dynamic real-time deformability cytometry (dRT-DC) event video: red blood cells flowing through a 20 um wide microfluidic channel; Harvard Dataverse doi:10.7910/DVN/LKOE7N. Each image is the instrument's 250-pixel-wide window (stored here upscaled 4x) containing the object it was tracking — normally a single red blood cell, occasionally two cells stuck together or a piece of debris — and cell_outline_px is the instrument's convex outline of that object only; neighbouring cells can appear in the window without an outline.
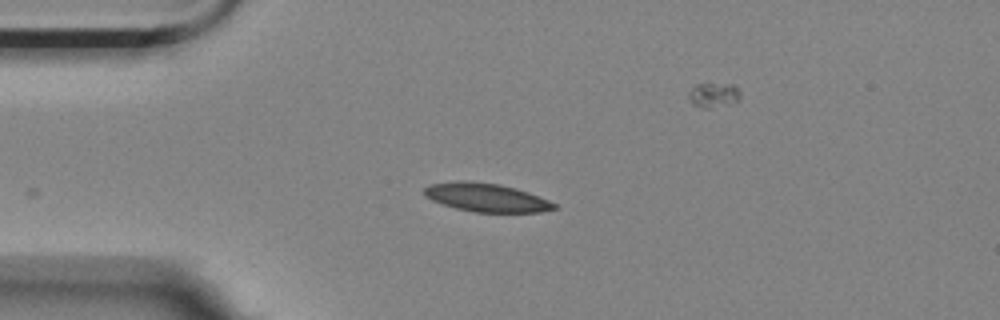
{"species": "Egyptian fruit bat (a non-hibernating species)", "species_latin": "Rousettus aegyptiacus", "temperature_condition": "room temperature", "stored_images_in_passage": 45, "camera_frame_rate_fps": 3000, "um_per_image_px": 0.085, "animal": {"sex": "female"}, "frame": {"image": 1, "passage_image": 1, "time_ms": 0.0, "image_size_px": [1000, 320], "cell_outline_px": [[556, 208], [532, 212], [480, 212], [460, 208], [436, 200], [428, 196], [424, 192], [424, 188], [436, 184], [492, 184], [512, 188], [536, 196], [556, 204]], "centroid_in_image_um": [41.44, 16.84], "position_along_channel_um": 43.6, "area_um2": 19.19}}
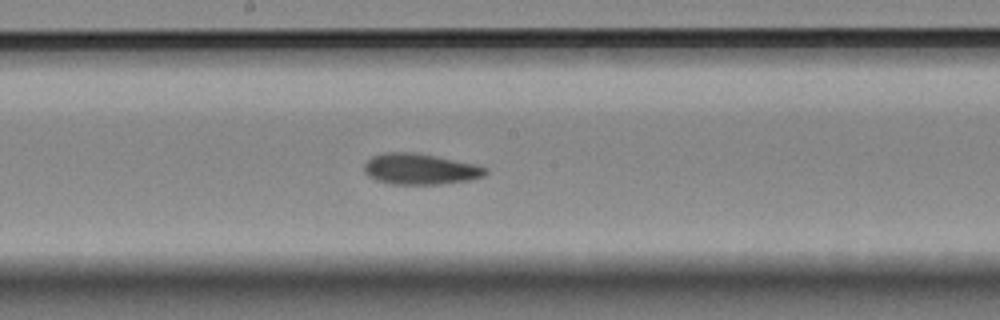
{"frame": {"image": 2, "passage_image": 17, "time_ms": 5.333, "image_size_px": [1000, 320], "cell_outline_px": [[484, 172], [476, 176], [456, 180], [384, 180], [368, 172], [368, 164], [376, 156], [428, 156], [484, 168]], "centroid_in_image_um": [35.74, 14.34], "position_along_channel_um": 212.5, "area_um2": 16.36}}
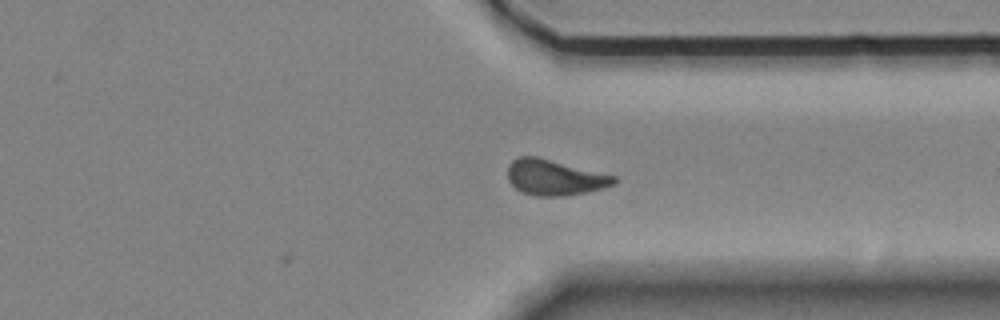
{"frame": {"image": 3, "passage_image": 30, "time_ms": 9.667, "image_size_px": [1000, 320], "cell_outline_px": [[616, 180], [612, 184], [580, 192], [524, 192], [516, 188], [512, 184], [508, 176], [508, 168], [516, 160], [524, 156], [532, 156], [612, 176]], "centroid_in_image_um": [47.07, 15.02], "position_along_channel_um": 364.3, "area_um2": 19.25}}